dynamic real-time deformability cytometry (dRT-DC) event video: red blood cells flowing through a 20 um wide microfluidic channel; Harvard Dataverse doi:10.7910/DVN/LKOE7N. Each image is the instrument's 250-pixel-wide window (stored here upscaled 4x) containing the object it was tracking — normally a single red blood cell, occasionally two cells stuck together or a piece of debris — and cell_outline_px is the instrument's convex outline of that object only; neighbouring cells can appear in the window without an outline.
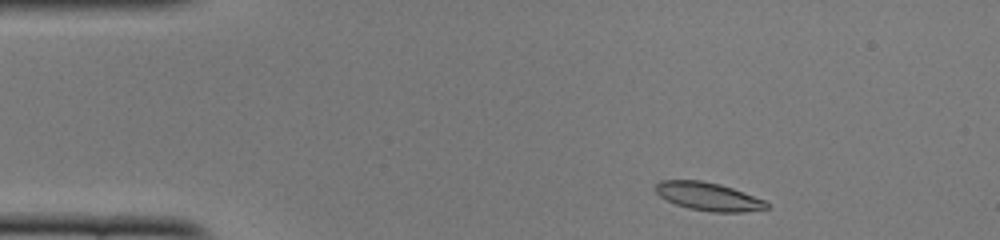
{"species": "common noctule bat (a hibernating species)", "species_latin": "Nyctalus noctula", "temperature_condition": "cold", "stored_images_in_passage": 46, "camera_frame_rate_fps": 3000, "um_per_image_px": 0.085, "animal": {"sex": "female", "body_mass_g": 22.0, "forearm_length_mm": 56.7}, "frame": {"image": 1, "passage_image": 2, "time_ms": 0.333, "image_size_px": [1000, 240], "cell_outline_px": [[768, 208], [744, 212], [712, 212], [688, 208], [676, 204], [660, 196], [656, 192], [656, 184], [660, 180], [700, 180], [720, 184], [732, 188], [764, 200], [768, 204]], "centroid_in_image_um": [60.2, 16.7], "position_along_channel_um": 24.8, "area_um2": 18.03}}
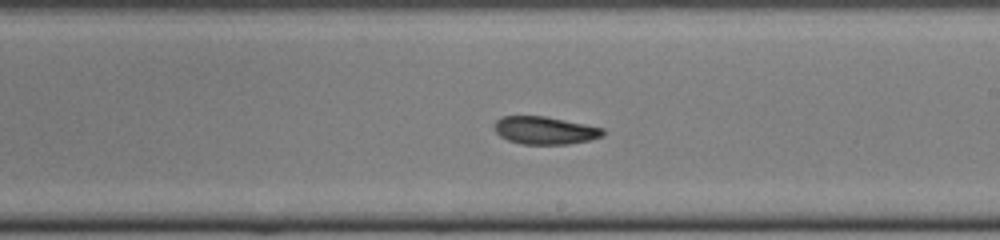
{"frame": {"image": 2, "passage_image": 24, "time_ms": 7.667, "image_size_px": [1000, 240], "cell_outline_px": [[604, 136], [588, 140], [568, 144], [520, 144], [508, 140], [500, 136], [496, 132], [496, 120], [500, 116], [544, 116], [604, 128]], "centroid_in_image_um": [46.31, 11.08], "position_along_channel_um": 242.7, "area_um2": 17.4}}
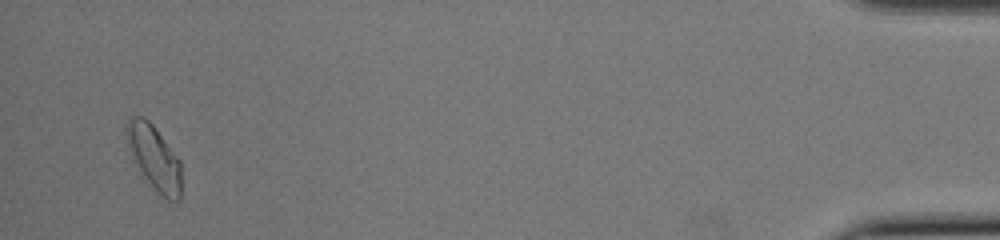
{"frame": {"image": 3, "passage_image": 44, "time_ms": 14.333, "image_size_px": [1000, 240], "cell_outline_px": [[180, 200], [168, 200], [136, 168], [132, 160], [128, 148], [124, 128], [128, 120], [132, 116], [144, 116], [152, 124], [180, 160]], "centroid_in_image_um": [13.05, 13.33], "position_along_channel_um": 422.1, "area_um2": 20.35}, "authors_computed_cell_mechanics": {"area_um2": 18.4093, "velocity_mm_per_s": 3.8917, "shape_relaxation_time_tau1_ms": 3.3779, "shape_relaxation_time_tau2_ms": null, "deformation_change_tau1": 0.1222, "deformation_change_tau2": null}}